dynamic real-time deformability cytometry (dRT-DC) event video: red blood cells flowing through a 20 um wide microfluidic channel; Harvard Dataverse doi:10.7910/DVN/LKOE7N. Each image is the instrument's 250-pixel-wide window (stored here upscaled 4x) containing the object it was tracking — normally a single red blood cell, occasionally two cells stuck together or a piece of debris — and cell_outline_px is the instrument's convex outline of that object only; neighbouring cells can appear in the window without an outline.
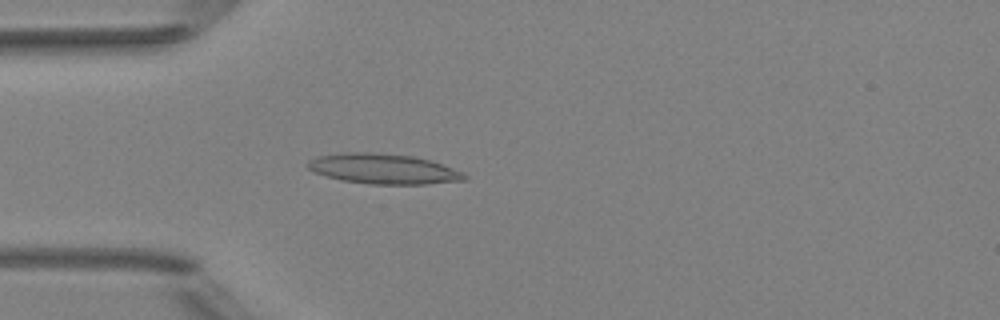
{"species": "Egyptian fruit bat (a non-hibernating species)", "species_latin": "Rousettus aegyptiacus", "temperature_condition": "room temperature", "stored_images_in_passage": 2, "camera_frame_rate_fps": 3000, "um_per_image_px": 0.085, "animal": {"sex": "female"}, "frame": {"image": 1, "passage_image": 2, "time_ms": 1.0, "image_size_px": [1000, 320], "cell_outline_px": [[468, 180], [428, 184], [368, 184], [340, 180], [316, 172], [308, 168], [308, 160], [320, 156], [344, 152], [372, 152], [416, 156], [464, 172], [468, 176]], "centroid_in_image_um": [32.63, 14.36], "position_along_channel_um": 52.4, "area_um2": 27.51}}